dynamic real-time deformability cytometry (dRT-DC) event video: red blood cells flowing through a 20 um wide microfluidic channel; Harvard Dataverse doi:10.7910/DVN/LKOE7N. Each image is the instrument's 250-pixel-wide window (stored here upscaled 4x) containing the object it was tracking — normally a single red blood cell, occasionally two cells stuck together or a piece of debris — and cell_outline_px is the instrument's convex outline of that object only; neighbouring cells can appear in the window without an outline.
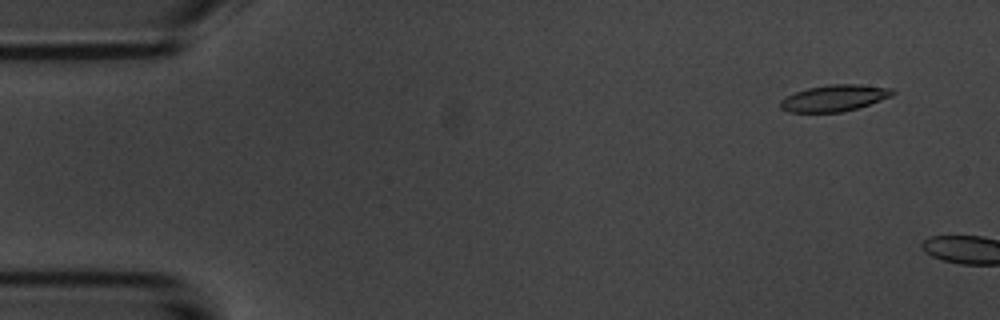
{"species": "common noctule bat (a hibernating species)", "species_latin": "Nyctalus noctula", "temperature_condition": "room temperature", "stored_images_in_passage": 2, "camera_frame_rate_fps": 3000, "um_per_image_px": 0.085, "animal": {"sex": "male", "body_mass_g": 20.1, "forearm_length_mm": 53.5}, "frame": {"image": 1, "passage_image": 1, "time_ms": 0.0, "image_size_px": [1000, 320], "cell_outline_px": [[896, 92], [892, 96], [856, 108], [840, 112], [788, 112], [780, 108], [780, 100], [796, 92], [808, 88], [832, 84], [860, 84], [892, 88]], "centroid_in_image_um": [70.93, 8.33], "position_along_channel_um": 14.1, "area_um2": 17.11}}